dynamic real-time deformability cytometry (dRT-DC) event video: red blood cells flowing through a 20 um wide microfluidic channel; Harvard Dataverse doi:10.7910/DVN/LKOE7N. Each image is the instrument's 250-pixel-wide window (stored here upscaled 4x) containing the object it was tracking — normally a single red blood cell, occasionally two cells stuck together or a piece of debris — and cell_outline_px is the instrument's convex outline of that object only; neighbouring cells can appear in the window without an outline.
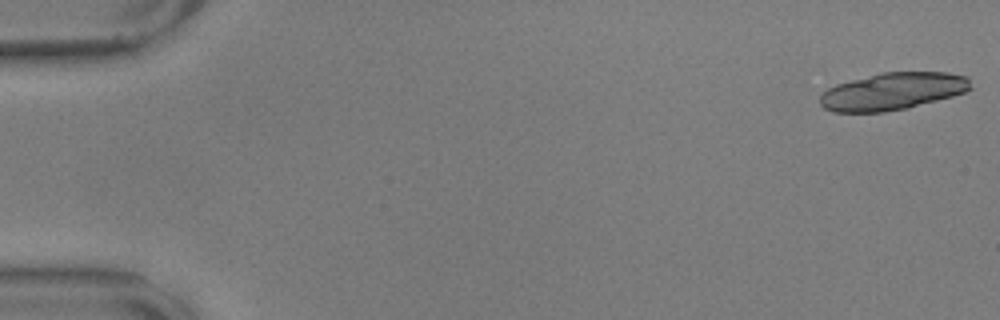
{"species": "common noctule bat (a hibernating species)", "species_latin": "Nyctalus noctula", "temperature_condition": "warm", "stored_images_in_passage": 24, "camera_frame_rate_fps": 3000, "um_per_image_px": 0.085, "animal": {"sex": "male", "body_mass_g": 17.9, "forearm_length_mm": 54.2}, "frame": {"image": 1, "passage_image": 1, "time_ms": 0.0, "image_size_px": [1000, 320], "cell_outline_px": [[972, 88], [964, 92], [952, 96], [908, 108], [884, 112], [832, 112], [824, 108], [820, 104], [820, 96], [828, 88], [836, 84], [880, 72], [948, 72], [968, 76]], "centroid_in_image_um": [75.88, 7.76], "position_along_channel_um": 9.1, "area_um2": 32.83}}